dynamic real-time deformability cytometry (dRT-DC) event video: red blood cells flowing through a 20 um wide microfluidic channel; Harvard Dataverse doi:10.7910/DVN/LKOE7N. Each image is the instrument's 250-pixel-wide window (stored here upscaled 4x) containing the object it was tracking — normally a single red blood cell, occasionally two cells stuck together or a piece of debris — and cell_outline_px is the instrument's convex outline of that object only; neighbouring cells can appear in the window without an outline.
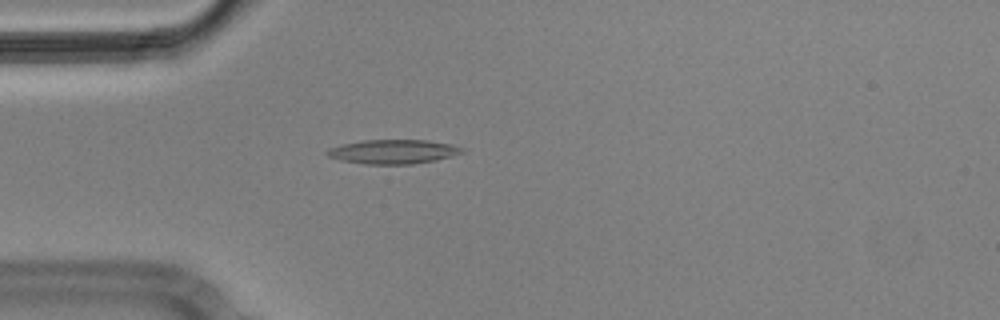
{"species": "Egyptian fruit bat (a non-hibernating species)", "species_latin": "Rousettus aegyptiacus", "temperature_condition": "cold", "stored_images_in_passage": 4, "camera_frame_rate_fps": 3000, "um_per_image_px": 0.085, "animal": {"sex": "male"}, "frame": {"image": 1, "passage_image": 4, "time_ms": 1.0, "image_size_px": [1000, 320], "cell_outline_px": [[464, 152], [452, 156], [436, 160], [412, 164], [364, 164], [340, 160], [328, 156], [324, 152], [328, 148], [344, 144], [364, 140], [428, 140], [452, 144], [464, 148]], "centroid_in_image_um": [33.43, 12.89], "position_along_channel_um": 51.6, "area_um2": 19.07}}